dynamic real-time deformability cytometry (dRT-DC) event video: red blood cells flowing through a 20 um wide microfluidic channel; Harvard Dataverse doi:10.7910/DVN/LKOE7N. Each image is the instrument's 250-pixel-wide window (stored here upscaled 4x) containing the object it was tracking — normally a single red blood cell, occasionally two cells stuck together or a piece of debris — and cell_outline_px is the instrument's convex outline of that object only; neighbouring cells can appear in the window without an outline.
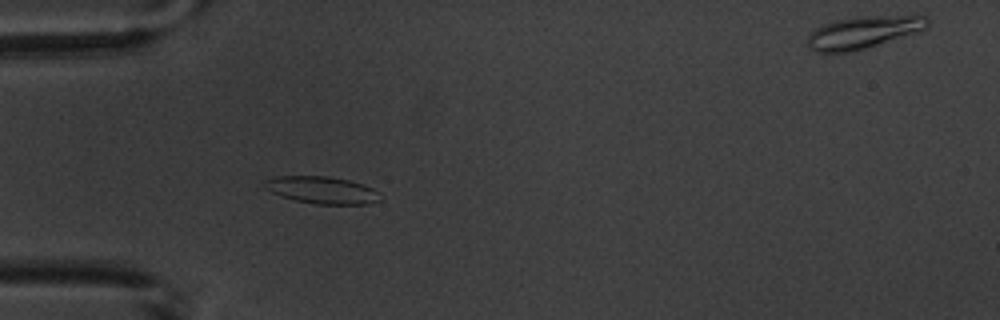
{"species": "common noctule bat (a hibernating species)", "species_latin": "Nyctalus noctula", "temperature_condition": "warm", "stored_images_in_passage": 5, "segment_of_instrument_passage": [1, 2], "camera_frame_rate_fps": 3000, "um_per_image_px": 0.085, "animal": {"sex": "male", "body_mass_g": 20.1, "forearm_length_mm": 53.5}, "frame": {"image": 1, "passage_image": 4, "time_ms": 3.333, "image_size_px": [1000, 320], "cell_outline_px": [[384, 200], [368, 204], [316, 204], [296, 200], [280, 196], [264, 188], [264, 180], [276, 176], [328, 176], [348, 180], [372, 188], [380, 192]], "centroid_in_image_um": [27.4, 16.16], "position_along_channel_um": 57.6, "area_um2": 18.44}}